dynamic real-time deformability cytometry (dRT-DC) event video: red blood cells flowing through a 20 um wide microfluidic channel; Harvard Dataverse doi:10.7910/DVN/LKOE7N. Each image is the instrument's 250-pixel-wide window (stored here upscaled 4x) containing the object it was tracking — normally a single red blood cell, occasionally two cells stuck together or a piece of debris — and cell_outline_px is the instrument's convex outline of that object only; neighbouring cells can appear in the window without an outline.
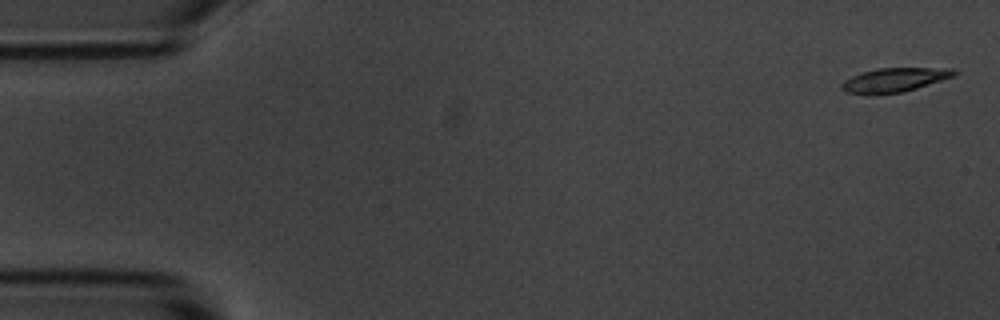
{"species": "common noctule bat (a hibernating species)", "species_latin": "Nyctalus noctula", "temperature_condition": "room temperature", "stored_images_in_passage": 6, "segment_of_instrument_passage": [1, 2], "camera_frame_rate_fps": 3000, "um_per_image_px": 0.085, "animal": {"sex": "male", "body_mass_g": 20.1, "forearm_length_mm": 53.5}, "frame": {"image": 1, "passage_image": 1, "time_ms": 0.0, "image_size_px": [1000, 320], "cell_outline_px": [[960, 72], [952, 76], [916, 88], [900, 92], [844, 92], [840, 88], [840, 84], [844, 80], [852, 76], [876, 68], [952, 68]], "centroid_in_image_um": [76.05, 6.75], "position_along_channel_um": 9.0, "area_um2": 15.09}}
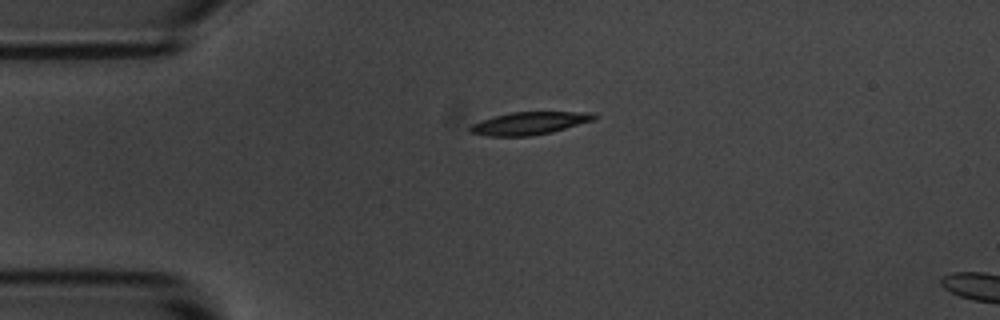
{"frame": {"image": 2, "passage_image": 4, "time_ms": 3.667, "image_size_px": [1000, 320], "cell_outline_px": [[600, 116], [596, 120], [552, 132], [528, 136], [488, 136], [468, 132], [468, 128], [472, 124], [480, 120], [512, 112], [592, 112]], "centroid_in_image_um": [45.04, 10.47], "position_along_channel_um": 40.0, "area_um2": 16.53}}